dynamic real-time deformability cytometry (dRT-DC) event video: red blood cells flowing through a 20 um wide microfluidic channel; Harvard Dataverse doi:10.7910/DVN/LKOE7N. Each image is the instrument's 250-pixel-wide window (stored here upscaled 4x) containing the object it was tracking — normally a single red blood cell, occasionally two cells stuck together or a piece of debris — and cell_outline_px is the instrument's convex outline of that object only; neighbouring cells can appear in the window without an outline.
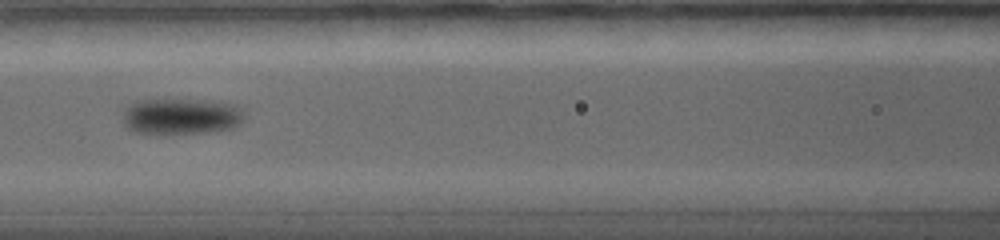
{"species": "common noctule bat (a hibernating species)", "species_latin": "Nyctalus noctula", "temperature_condition": "warm", "stored_images_in_passage": 12, "camera_frame_rate_fps": 5000, "um_per_image_px": 0.085, "animal": {"sex": "female", "body_mass_g": 19.0, "forearm_length_mm": 56.7}, "frame": {"image": 1, "passage_image": 7, "time_ms": 5.6, "image_size_px": [1000, 240], "cell_outline_px": [[244, 120], [240, 124], [232, 128], [204, 132], [156, 136], [136, 132], [128, 128], [124, 124], [124, 112], [128, 104], [140, 100], [196, 100], [232, 104], [240, 108], [244, 112]], "centroid_in_image_um": [15.36, 9.93], "position_along_channel_um": 151.2, "area_um2": 25.84}}
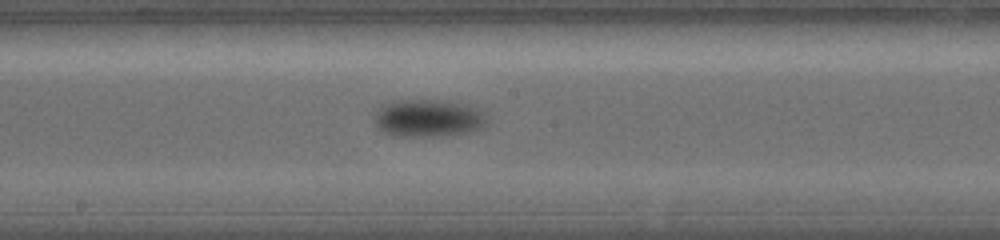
{"frame": {"image": 2, "passage_image": 9, "time_ms": 7.4, "image_size_px": [1000, 240], "cell_outline_px": [[488, 124], [480, 128], [464, 132], [436, 136], [392, 136], [384, 132], [376, 124], [376, 112], [384, 104], [400, 100], [440, 100], [468, 104], [476, 108], [488, 120]], "centroid_in_image_um": [36.4, 10.04], "position_along_channel_um": 211.8, "area_um2": 24.22}}
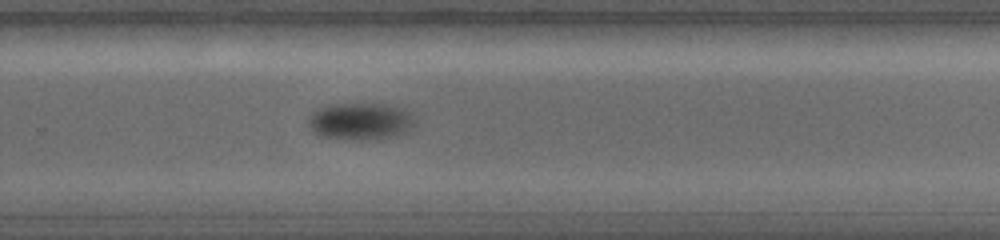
{"frame": {"image": 3, "passage_image": 12, "time_ms": 10.0, "image_size_px": [1000, 240], "cell_outline_px": [[412, 128], [408, 132], [384, 140], [372, 140], [320, 136], [312, 132], [308, 124], [308, 116], [312, 112], [328, 104], [384, 104], [404, 108], [412, 116]], "centroid_in_image_um": [30.63, 10.32], "position_along_channel_um": 299.2, "area_um2": 23.12}}